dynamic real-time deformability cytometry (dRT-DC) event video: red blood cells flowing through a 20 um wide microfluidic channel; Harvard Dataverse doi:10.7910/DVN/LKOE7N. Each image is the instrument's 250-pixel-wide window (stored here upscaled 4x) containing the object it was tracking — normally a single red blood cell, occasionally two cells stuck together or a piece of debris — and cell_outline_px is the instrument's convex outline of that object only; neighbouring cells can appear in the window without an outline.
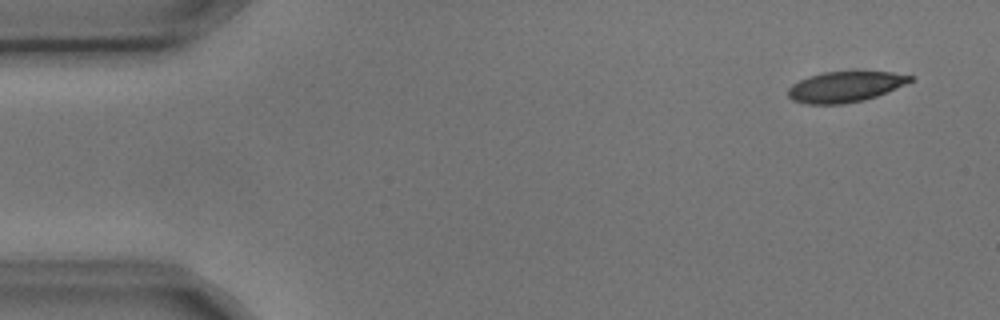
{"species": "common noctule bat (a hibernating species)", "species_latin": "Nyctalus noctula", "temperature_condition": "cold", "stored_images_in_passage": 5, "camera_frame_rate_fps": 3000, "um_per_image_px": 0.085, "animal": {"sex": "male", "body_mass_g": 17.9, "forearm_length_mm": 54.2}, "frame": {"image": 1, "passage_image": 1, "time_ms": 0.0, "image_size_px": [1000, 320], "cell_outline_px": [[916, 80], [876, 96], [864, 100], [840, 104], [804, 104], [792, 100], [788, 96], [788, 88], [792, 84], [808, 76], [824, 72], [892, 72], [916, 76]], "centroid_in_image_um": [71.85, 7.37], "position_along_channel_um": 13.1, "area_um2": 21.85}}
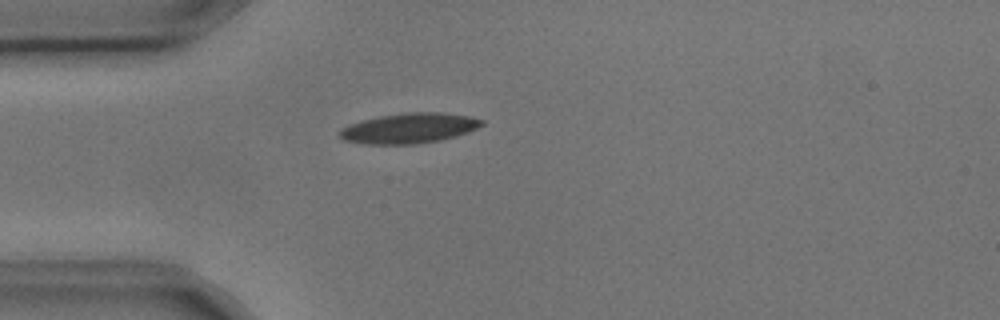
{"frame": {"image": 2, "passage_image": 4, "time_ms": 1.0, "image_size_px": [1000, 320], "cell_outline_px": [[484, 124], [468, 132], [456, 136], [440, 140], [416, 144], [364, 144], [344, 140], [340, 136], [340, 128], [348, 124], [380, 116], [408, 112], [444, 112], [468, 116], [484, 120]], "centroid_in_image_um": [34.78, 10.89], "position_along_channel_um": 50.2, "area_um2": 24.97}}